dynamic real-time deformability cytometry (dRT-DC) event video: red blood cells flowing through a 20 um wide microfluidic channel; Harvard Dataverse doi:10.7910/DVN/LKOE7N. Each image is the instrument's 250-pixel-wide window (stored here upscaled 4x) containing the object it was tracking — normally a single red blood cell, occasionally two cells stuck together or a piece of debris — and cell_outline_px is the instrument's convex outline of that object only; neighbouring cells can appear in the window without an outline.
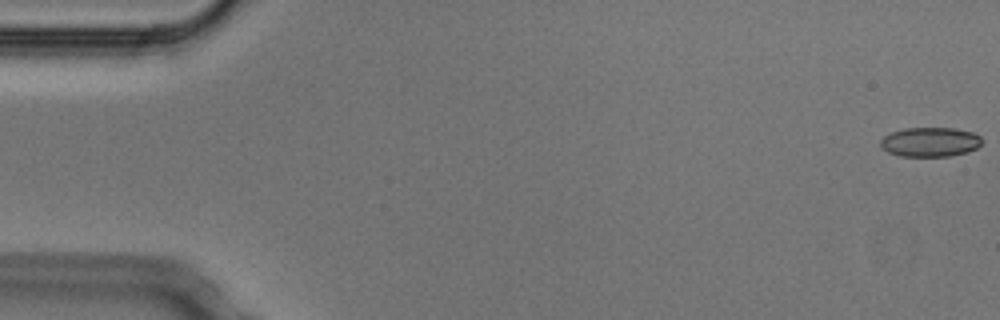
{"species": "Egyptian fruit bat (a non-hibernating species)", "species_latin": "Rousettus aegyptiacus", "temperature_condition": "cold", "stored_images_in_passage": 6, "camera_frame_rate_fps": 3000, "um_per_image_px": 0.085, "animal": {"sex": "male"}, "frame": {"image": 1, "passage_image": 1, "time_ms": 0.0, "image_size_px": [1000, 320], "cell_outline_px": [[984, 140], [976, 148], [968, 152], [952, 156], [900, 156], [888, 152], [880, 144], [880, 140], [884, 136], [892, 132], [904, 128], [952, 128], [972, 132], [980, 136]], "centroid_in_image_um": [79.08, 12.07], "position_along_channel_um": 5.9, "area_um2": 17.4}}